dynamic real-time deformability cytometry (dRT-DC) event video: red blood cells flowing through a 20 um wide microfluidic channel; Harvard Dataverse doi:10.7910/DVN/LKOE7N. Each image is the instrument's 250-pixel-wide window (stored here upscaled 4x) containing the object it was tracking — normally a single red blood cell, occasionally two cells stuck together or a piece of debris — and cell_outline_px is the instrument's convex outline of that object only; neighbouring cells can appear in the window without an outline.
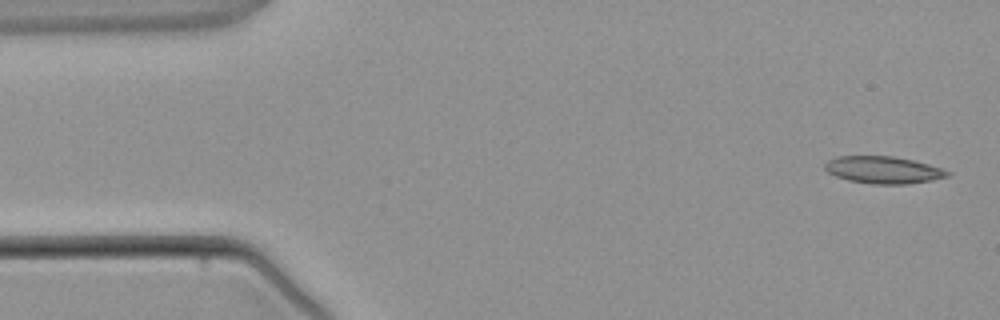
{"species": "common noctule bat (a hibernating species)", "species_latin": "Nyctalus noctula", "temperature_condition": "warm", "stored_images_in_passage": 4, "segment_of_instrument_passage": [2, 2], "camera_frame_rate_fps": 3000, "um_per_image_px": 0.085, "animal": {"sex": "male", "body_mass_g": 21.5, "forearm_length_mm": 52.0}, "frame": {"image": 1, "passage_image": 4, "time_ms": 5.333, "image_size_px": [1000, 320], "cell_outline_px": [[952, 172], [948, 176], [932, 180], [904, 184], [872, 184], [848, 180], [836, 176], [828, 172], [824, 168], [824, 164], [828, 160], [836, 156], [892, 156], [912, 160], [928, 164]], "centroid_in_image_um": [75.05, 14.44], "position_along_channel_um": 9.9, "area_um2": 19.31}}